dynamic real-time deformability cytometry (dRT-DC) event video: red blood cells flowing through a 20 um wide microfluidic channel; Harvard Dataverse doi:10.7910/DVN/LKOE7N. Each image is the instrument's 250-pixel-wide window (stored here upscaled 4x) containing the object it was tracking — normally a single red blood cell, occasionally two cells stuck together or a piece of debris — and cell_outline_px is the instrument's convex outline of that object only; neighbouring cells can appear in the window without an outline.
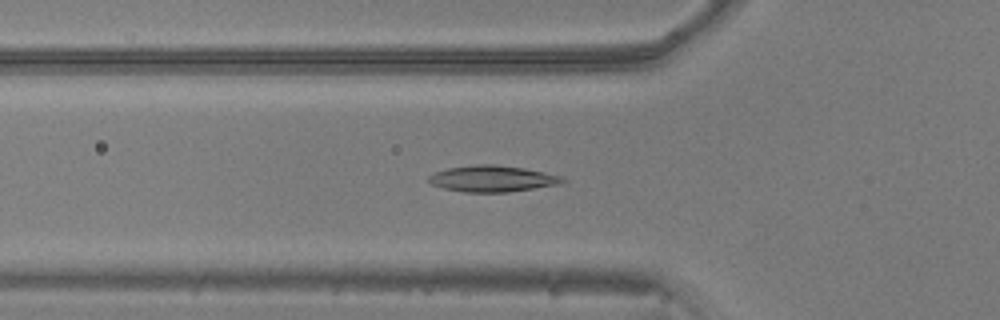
{"species": "common noctule bat (a hibernating species)", "species_latin": "Nyctalus noctula", "temperature_condition": "warm", "stored_images_in_passage": 49, "camera_frame_rate_fps": 3000, "um_per_image_px": 0.085, "animal": {"sex": "male", "body_mass_g": 20.5, "forearm_length_mm": 52.5}, "frame": {"image": 1, "passage_image": 17, "time_ms": 5.333, "image_size_px": [1000, 320], "cell_outline_px": [[568, 180], [560, 184], [508, 192], [464, 192], [444, 188], [432, 184], [424, 180], [428, 176], [436, 172], [448, 168], [476, 164], [496, 164], [524, 168], [564, 176]], "centroid_in_image_um": [41.87, 15.18], "position_along_channel_um": 83.9, "area_um2": 20.63}}
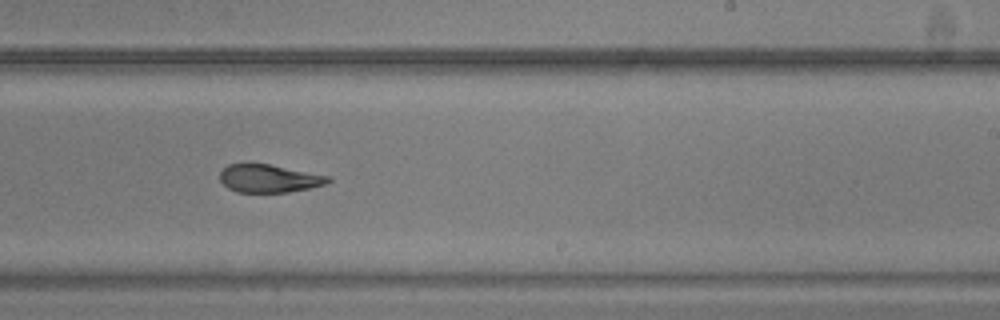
{"frame": {"image": 2, "passage_image": 31, "time_ms": 10.0, "image_size_px": [1000, 320], "cell_outline_px": [[332, 180], [324, 184], [308, 188], [288, 192], [236, 192], [228, 188], [220, 180], [220, 172], [228, 164], [248, 160], [332, 176]], "centroid_in_image_um": [22.82, 15.12], "position_along_channel_um": 266.2, "area_um2": 18.15}}
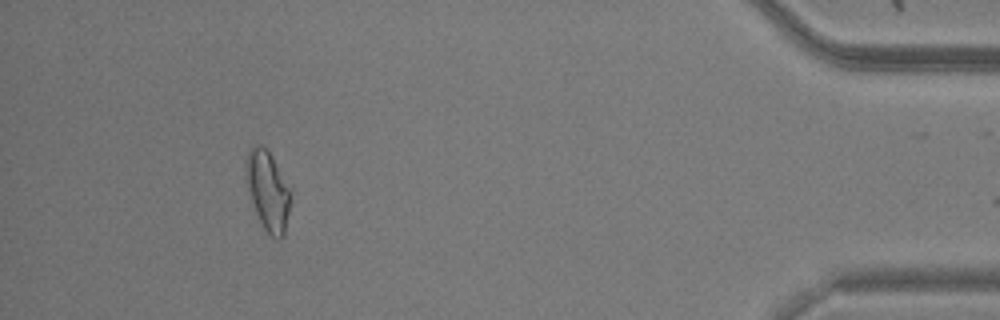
{"frame": {"image": 3, "passage_image": 47, "time_ms": 15.333, "image_size_px": [1000, 320], "cell_outline_px": [[292, 200], [284, 236], [280, 240], [276, 240], [260, 224], [244, 176], [244, 164], [248, 152], [252, 144], [260, 144], [268, 148], [292, 188]], "centroid_in_image_um": [22.8, 16.17], "position_along_channel_um": 412.4, "area_um2": 21.62}, "authors_computed_cell_mechanics": {"area_um2": 19.5364, "velocity_mm_per_s": 3.8871, "shape_relaxation_time_tau1_ms": null, "shape_relaxation_time_tau2_ms": 2.3273, "deformation_change_tau1": null, "deformation_change_tau2": 0.0917}}